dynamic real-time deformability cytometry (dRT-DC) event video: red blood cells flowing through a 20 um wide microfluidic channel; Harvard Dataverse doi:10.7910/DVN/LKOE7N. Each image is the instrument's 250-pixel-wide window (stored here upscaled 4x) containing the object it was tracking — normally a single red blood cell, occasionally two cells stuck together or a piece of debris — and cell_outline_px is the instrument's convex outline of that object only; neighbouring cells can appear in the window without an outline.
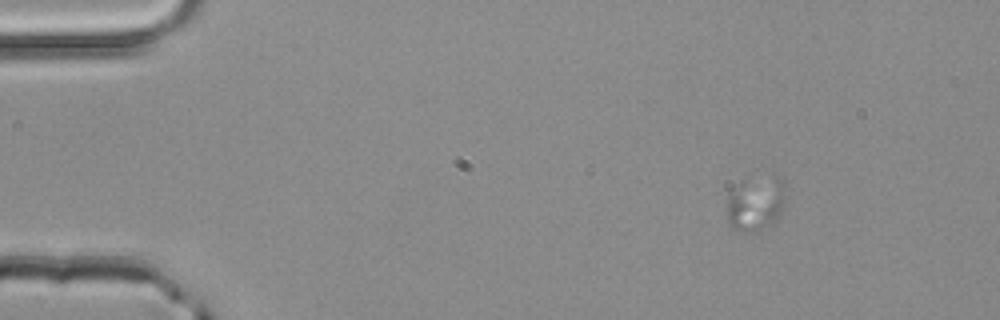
{"species": "common noctule bat (a hibernating species)", "species_latin": "Nyctalus noctula", "temperature_condition": "room temperature", "stored_images_in_passage": 4, "camera_frame_rate_fps": 3000, "um_per_image_px": 0.085, "animal": {"sex": "male", "body_mass_g": 20.4}, "frame": {"image": 1, "passage_image": 2, "time_ms": 0.333, "image_size_px": [1000, 320], "cell_outline_px": [[784, 188], [780, 216], [772, 224], [756, 232], [732, 228], [728, 224], [728, 192], [744, 180], [776, 172], [784, 180]], "centroid_in_image_um": [64.25, 17.23], "position_along_channel_um": 20.8, "area_um2": 18.96}}
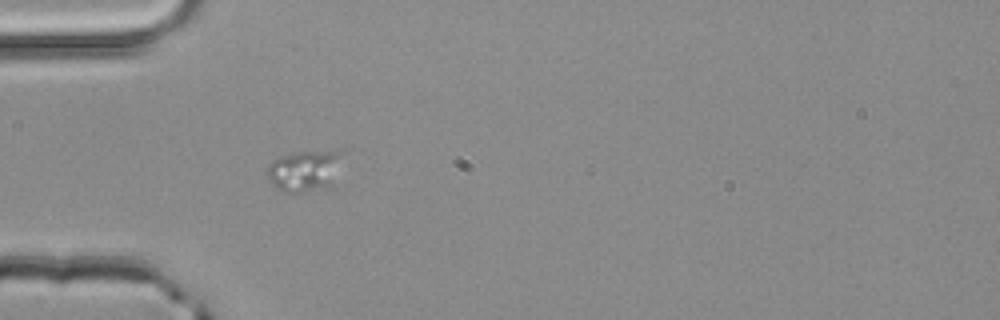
{"frame": {"image": 2, "passage_image": 4, "time_ms": 1.0, "image_size_px": [1000, 320], "cell_outline_px": [[344, 152], [332, 184], [300, 192], [280, 192], [272, 184], [264, 172], [264, 168], [272, 160], [280, 156], [296, 152]], "centroid_in_image_um": [25.77, 14.51], "position_along_channel_um": 59.2, "area_um2": 17.8}}